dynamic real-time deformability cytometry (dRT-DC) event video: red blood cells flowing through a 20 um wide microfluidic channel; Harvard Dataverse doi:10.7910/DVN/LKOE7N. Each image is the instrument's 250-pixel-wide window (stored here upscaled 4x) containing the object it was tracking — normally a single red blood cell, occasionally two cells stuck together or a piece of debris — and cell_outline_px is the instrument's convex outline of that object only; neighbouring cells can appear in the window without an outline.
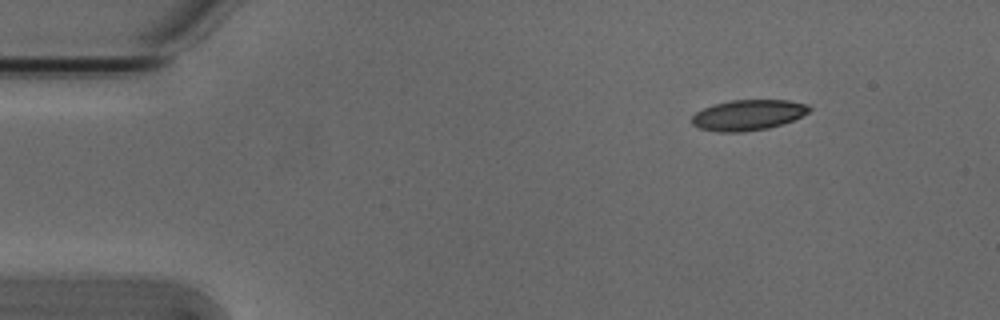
{"species": "Egyptian fruit bat (a non-hibernating species)", "species_latin": "Rousettus aegyptiacus", "temperature_condition": "cold", "stored_images_in_passage": 48, "camera_frame_rate_fps": 3000, "um_per_image_px": 0.085, "animal": {"sex": "male"}, "frame": {"image": 1, "passage_image": 1, "time_ms": 0.0, "image_size_px": [1000, 320], "cell_outline_px": [[812, 108], [808, 112], [792, 120], [768, 128], [740, 132], [720, 132], [700, 128], [692, 124], [692, 116], [696, 112], [704, 108], [716, 104], [732, 100], [788, 100], [808, 104]], "centroid_in_image_um": [63.59, 9.77], "position_along_channel_um": 21.4, "area_um2": 20.63}}
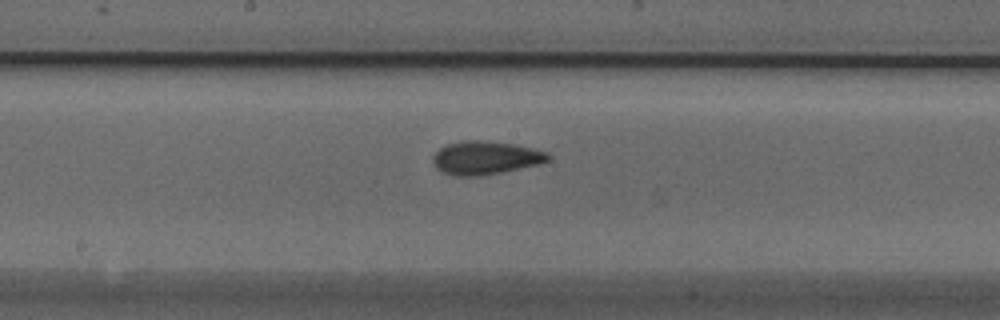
{"frame": {"image": 2, "passage_image": 22, "time_ms": 7.0, "image_size_px": [1000, 320], "cell_outline_px": [[552, 156], [548, 160], [536, 164], [500, 172], [476, 176], [456, 176], [444, 172], [436, 168], [432, 160], [432, 156], [440, 148], [448, 144], [464, 140], [480, 140], [512, 144], [532, 148], [548, 152]], "centroid_in_image_um": [41.23, 13.4], "position_along_channel_um": 207.0, "area_um2": 22.02}}
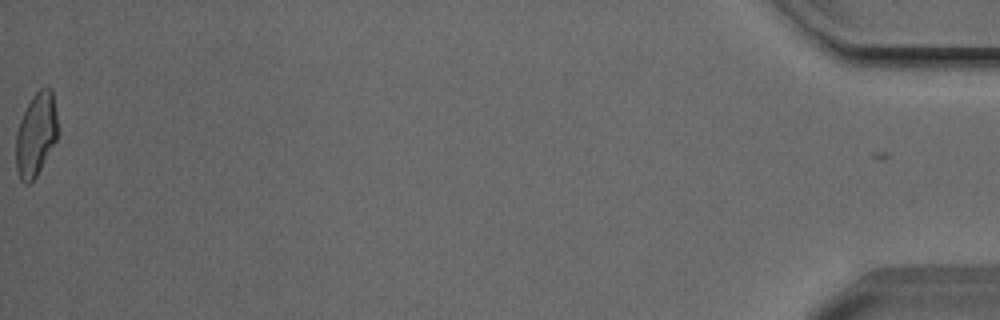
{"frame": {"image": 3, "passage_image": 48, "time_ms": 15.667, "image_size_px": [1000, 320], "cell_outline_px": [[56, 140], [36, 176], [28, 184], [24, 184], [20, 180], [16, 168], [16, 132], [20, 120], [32, 96], [40, 88], [52, 88], [56, 112]], "centroid_in_image_um": [3.03, 11.44], "position_along_channel_um": 432.2, "area_um2": 20.0}, "authors_computed_cell_mechanics": {"area_um2": 21.1548, "velocity_mm_per_s": 3.8261, "shape_relaxation_time_tau1_ms": 9.9687, "shape_relaxation_time_tau2_ms": 2.1155, "deformation_change_tau1": 0.2097, "deformation_change_tau2": 0.0869}}